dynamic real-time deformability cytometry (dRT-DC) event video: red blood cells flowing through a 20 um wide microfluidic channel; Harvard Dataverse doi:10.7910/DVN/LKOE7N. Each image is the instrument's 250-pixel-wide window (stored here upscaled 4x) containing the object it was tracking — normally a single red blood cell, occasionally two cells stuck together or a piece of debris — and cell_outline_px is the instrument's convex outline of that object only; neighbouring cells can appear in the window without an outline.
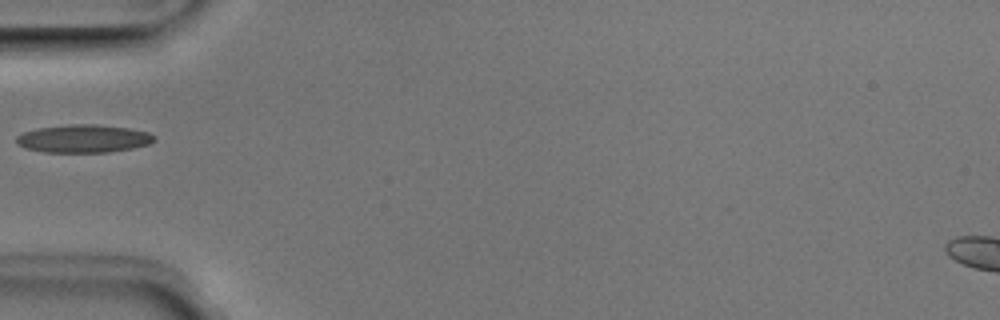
{"species": "Egyptian fruit bat (a non-hibernating species)", "species_latin": "Rousettus aegyptiacus", "temperature_condition": "room temperature", "stored_images_in_passage": 5, "camera_frame_rate_fps": 3000, "um_per_image_px": 0.085, "animal": {"sex": "male"}, "frame": {"image": 1, "passage_image": 1, "time_ms": 0.0, "image_size_px": [1000, 320], "cell_outline_px": [[156, 140], [148, 144], [132, 148], [108, 152], [44, 152], [24, 148], [16, 144], [16, 136], [24, 132], [36, 128], [68, 124], [100, 124], [128, 128], [148, 132], [156, 136]], "centroid_in_image_um": [7.08, 11.77], "position_along_channel_um": 77.9, "area_um2": 22.66}}